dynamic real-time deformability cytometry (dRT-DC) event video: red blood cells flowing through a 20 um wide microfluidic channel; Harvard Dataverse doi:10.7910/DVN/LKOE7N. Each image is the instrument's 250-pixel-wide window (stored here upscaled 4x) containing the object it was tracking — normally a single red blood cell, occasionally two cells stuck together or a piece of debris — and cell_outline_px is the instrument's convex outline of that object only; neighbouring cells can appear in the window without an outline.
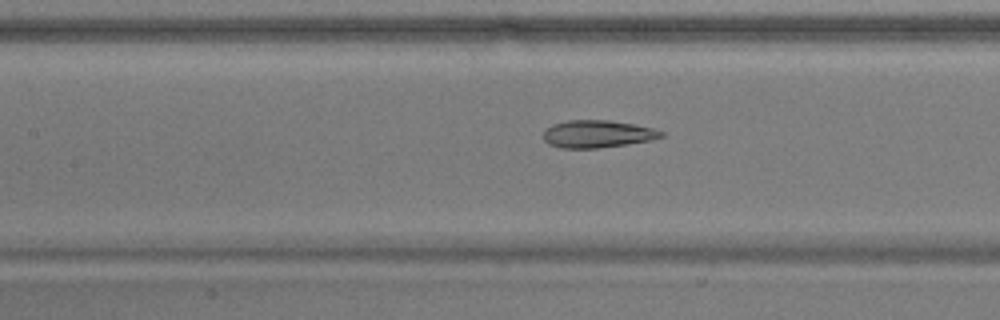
{"species": "common noctule bat (a hibernating species)", "species_latin": "Nyctalus noctula", "temperature_condition": "warm", "stored_images_in_passage": 32, "camera_frame_rate_fps": 3000, "um_per_image_px": 0.085, "animal": {"sex": "male", "body_mass_g": 17.9}, "frame": {"image": 1, "passage_image": 8, "time_ms": 2.333, "image_size_px": [1000, 320], "cell_outline_px": [[664, 136], [652, 140], [628, 144], [596, 148], [560, 148], [548, 144], [544, 140], [544, 128], [552, 124], [568, 120], [608, 120], [632, 124], [652, 128], [664, 132]], "centroid_in_image_um": [50.75, 11.39], "position_along_channel_um": 156.6, "area_um2": 18.9}}
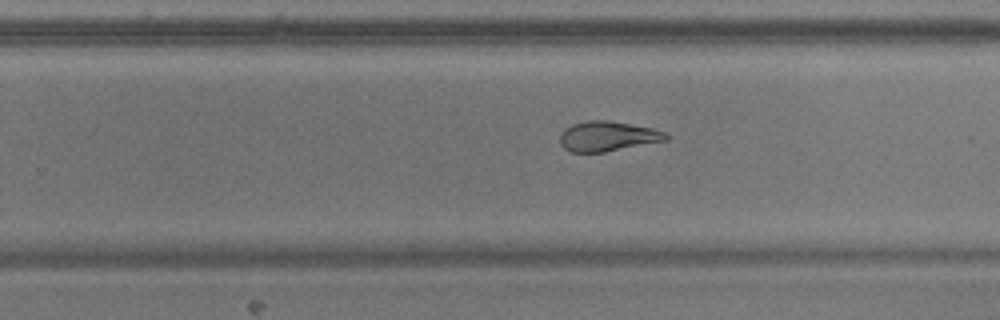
{"frame": {"image": 2, "passage_image": 18, "time_ms": 5.667, "image_size_px": [1000, 320], "cell_outline_px": [[668, 140], [604, 152], [572, 152], [564, 148], [560, 144], [560, 136], [564, 128], [572, 124], [588, 120], [608, 120], [652, 128], [664, 132], [668, 136]], "centroid_in_image_um": [51.62, 11.58], "position_along_channel_um": 278.2, "area_um2": 18.44}}
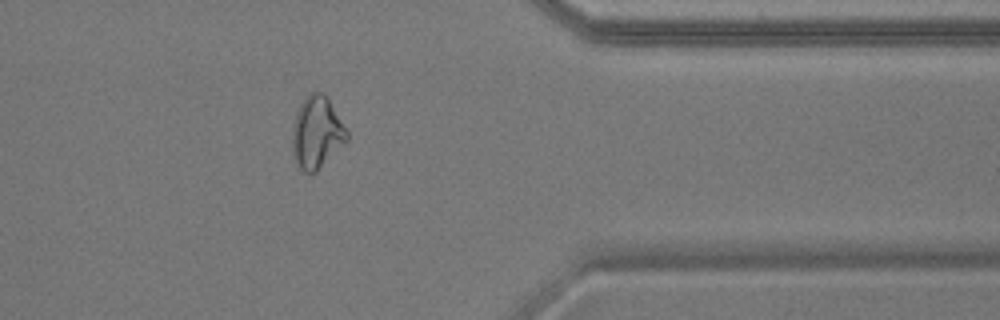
{"frame": {"image": 3, "passage_image": 28, "time_ms": 9.0, "image_size_px": [1000, 320], "cell_outline_px": [[348, 140], [316, 172], [304, 172], [300, 168], [292, 156], [292, 128], [296, 112], [304, 96], [308, 92], [324, 92], [328, 96], [348, 132]], "centroid_in_image_um": [26.91, 11.23], "position_along_channel_um": 384.5, "area_um2": 23.24}}